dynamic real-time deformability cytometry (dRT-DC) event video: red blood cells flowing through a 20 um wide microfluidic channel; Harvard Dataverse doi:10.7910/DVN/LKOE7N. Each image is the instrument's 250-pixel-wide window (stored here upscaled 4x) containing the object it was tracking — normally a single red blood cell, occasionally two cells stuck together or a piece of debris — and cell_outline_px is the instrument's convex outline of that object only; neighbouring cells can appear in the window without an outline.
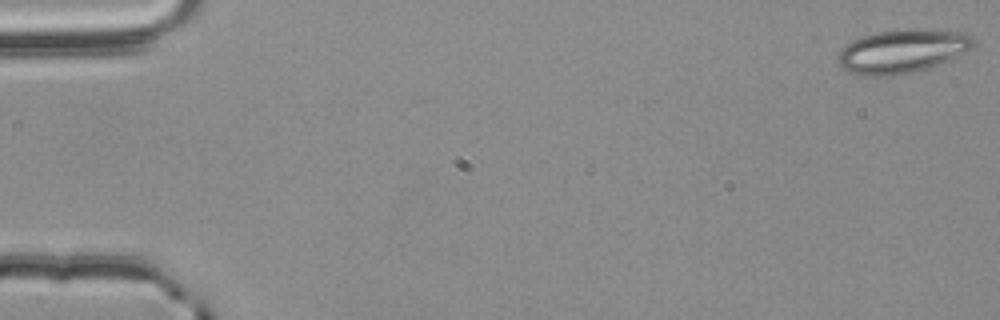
{"species": "common noctule bat (a hibernating species)", "species_latin": "Nyctalus noctula", "temperature_condition": "room temperature", "stored_images_in_passage": 55, "camera_frame_rate_fps": 3000, "um_per_image_px": 0.085, "animal": {"sex": "male", "body_mass_g": 20.4}, "frame": {"image": 1, "passage_image": 1, "time_ms": 0.0, "image_size_px": [1000, 320], "cell_outline_px": [[976, 44], [972, 48], [964, 52], [928, 68], [888, 76], [864, 76], [852, 72], [844, 68], [836, 60], [836, 56], [848, 44], [864, 36], [876, 32], [912, 28], [968, 32], [976, 40]], "centroid_in_image_um": [76.74, 4.33], "position_along_channel_um": 8.3, "area_um2": 34.04}}
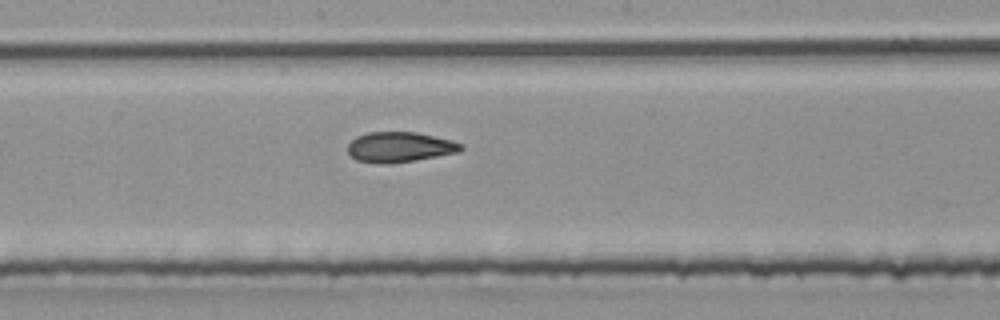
{"frame": {"image": 2, "passage_image": 30, "time_ms": 9.667, "image_size_px": [1000, 320], "cell_outline_px": [[464, 148], [460, 152], [416, 160], [388, 164], [376, 164], [356, 160], [348, 152], [348, 144], [356, 136], [368, 132], [416, 132], [452, 140], [464, 144]], "centroid_in_image_um": [33.99, 12.51], "position_along_channel_um": 214.2, "area_um2": 20.17}}
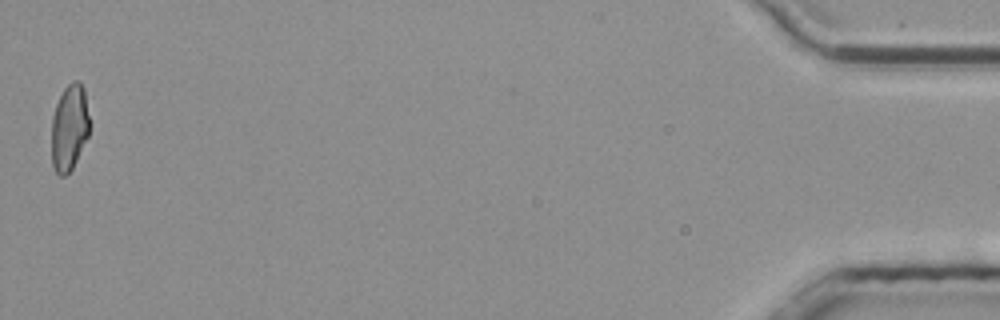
{"frame": {"image": 3, "passage_image": 55, "time_ms": 18.0, "image_size_px": [1000, 320], "cell_outline_px": [[88, 136], [72, 168], [64, 176], [60, 176], [56, 172], [52, 164], [52, 116], [56, 104], [64, 88], [72, 80], [80, 80], [84, 88], [88, 116]], "centroid_in_image_um": [5.88, 10.81], "position_along_channel_um": 429.3, "area_um2": 18.9}, "authors_computed_cell_mechanics": {"area_um2": 20.23, "velocity_mm_per_s": 3.7755, "shape_relaxation_time_tau1_ms": null, "shape_relaxation_time_tau2_ms": 2.1002, "deformation_change_tau1": null, "deformation_change_tau2": 0.092}}